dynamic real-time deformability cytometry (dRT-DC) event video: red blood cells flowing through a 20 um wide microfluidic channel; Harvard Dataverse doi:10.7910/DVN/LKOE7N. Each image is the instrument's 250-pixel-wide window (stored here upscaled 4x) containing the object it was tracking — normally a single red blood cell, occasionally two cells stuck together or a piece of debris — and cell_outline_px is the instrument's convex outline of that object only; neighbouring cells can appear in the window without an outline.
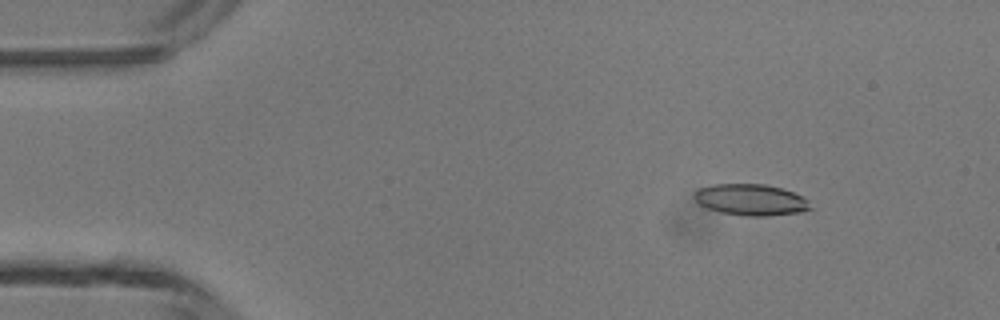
{"species": "common noctule bat (a hibernating species)", "species_latin": "Nyctalus noctula", "temperature_condition": "room temperature", "stored_images_in_passage": 3, "camera_frame_rate_fps": 3000, "um_per_image_px": 0.085, "animal": {"sex": "male", "body_mass_g": 13.3}, "frame": {"image": 1, "passage_image": 3, "time_ms": 3.0, "image_size_px": [1000, 320], "cell_outline_px": [[812, 208], [800, 212], [768, 216], [744, 216], [720, 212], [708, 208], [700, 204], [692, 196], [700, 188], [716, 184], [764, 184], [780, 188], [804, 196], [808, 200]], "centroid_in_image_um": [63.84, 16.99], "position_along_channel_um": 21.2, "area_um2": 21.1}}